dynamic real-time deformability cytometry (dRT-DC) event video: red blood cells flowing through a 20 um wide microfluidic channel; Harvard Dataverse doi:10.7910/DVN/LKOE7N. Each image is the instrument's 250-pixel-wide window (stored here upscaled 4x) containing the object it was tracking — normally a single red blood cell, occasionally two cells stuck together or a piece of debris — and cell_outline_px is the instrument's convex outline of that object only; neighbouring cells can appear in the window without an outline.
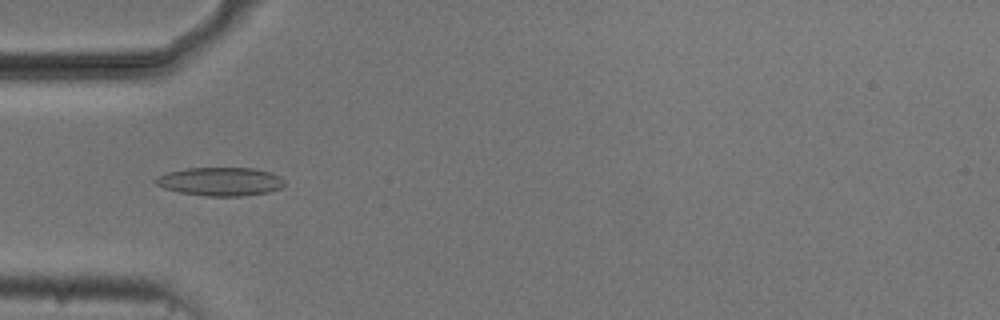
{"species": "common noctule bat (a hibernating species)", "species_latin": "Nyctalus noctula", "temperature_condition": "cold", "stored_images_in_passage": 54, "camera_frame_rate_fps": 3000, "um_per_image_px": 0.085, "animal": {"sex": "male", "body_mass_g": 20.5, "forearm_length_mm": 52.5}, "frame": {"image": 1, "passage_image": 17, "time_ms": 5.333, "image_size_px": [1000, 320], "cell_outline_px": [[284, 184], [280, 188], [268, 192], [240, 196], [204, 196], [180, 192], [164, 188], [156, 184], [152, 180], [156, 176], [168, 172], [184, 168], [256, 168], [272, 172], [280, 176], [284, 180]], "centroid_in_image_um": [18.71, 15.42], "position_along_channel_um": 66.3, "area_um2": 21.56}}
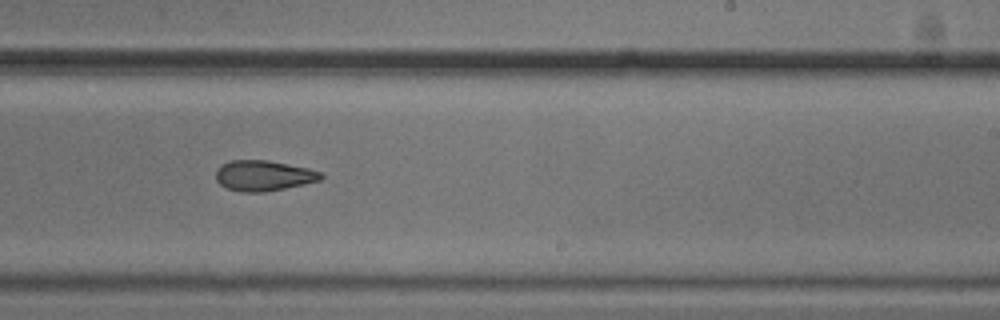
{"frame": {"image": 2, "passage_image": 33, "time_ms": 10.667, "image_size_px": [1000, 320], "cell_outline_px": [[324, 176], [320, 180], [304, 184], [264, 192], [244, 192], [228, 188], [220, 184], [216, 180], [216, 172], [220, 164], [232, 160], [268, 160], [308, 168], [324, 172]], "centroid_in_image_um": [22.42, 14.92], "position_along_channel_um": 266.6, "area_um2": 18.67}}
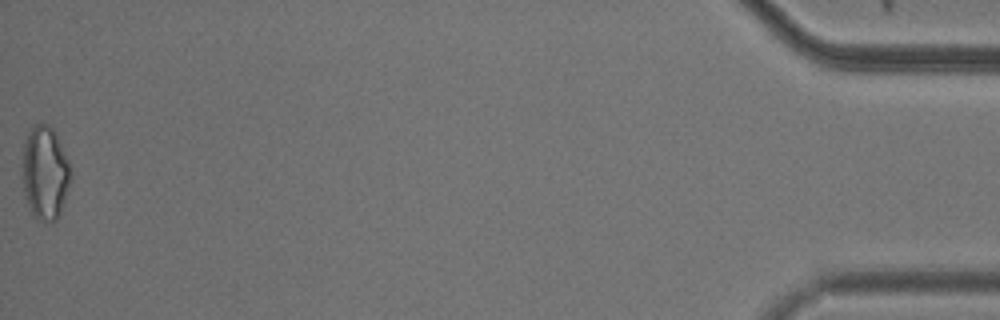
{"frame": {"image": 3, "passage_image": 54, "time_ms": 17.667, "image_size_px": [1000, 320], "cell_outline_px": [[72, 176], [60, 212], [56, 220], [52, 224], [40, 220], [32, 216], [24, 196], [20, 176], [20, 168], [24, 144], [28, 132], [32, 124], [48, 124], [56, 132], [68, 160], [72, 172]], "centroid_in_image_um": [3.79, 14.7], "position_along_channel_um": 431.4, "area_um2": 27.22}, "authors_computed_cell_mechanics": {"area_um2": 19.8254, "velocity_mm_per_s": 3.7437, "shape_relaxation_time_tau1_ms": 7.0271, "shape_relaxation_time_tau2_ms": 4.611, "deformation_change_tau1": 0.1842, "deformation_change_tau2": 0.1254}}